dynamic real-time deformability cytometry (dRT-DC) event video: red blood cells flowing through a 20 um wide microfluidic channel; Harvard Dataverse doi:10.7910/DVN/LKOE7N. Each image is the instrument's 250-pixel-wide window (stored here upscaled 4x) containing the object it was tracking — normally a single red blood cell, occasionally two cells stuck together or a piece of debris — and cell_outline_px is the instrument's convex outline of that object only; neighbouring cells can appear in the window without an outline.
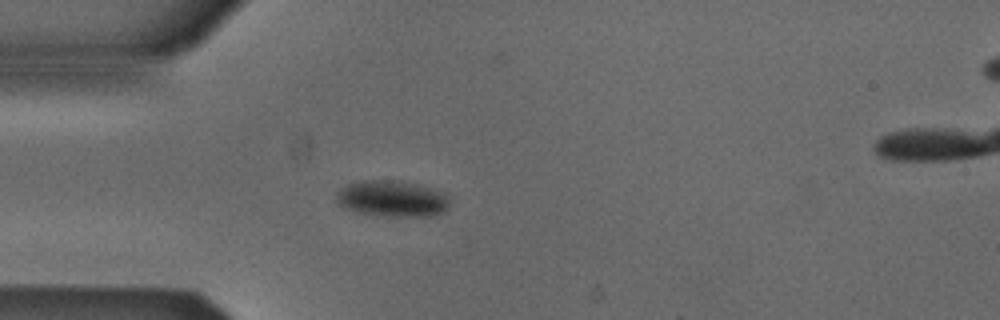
{"species": "Egyptian fruit bat (a non-hibernating species)", "species_latin": "Rousettus aegyptiacus", "temperature_condition": "cold", "stored_images_in_passage": 3, "camera_frame_rate_fps": 3000, "um_per_image_px": 0.085, "animal": {"sex": "male"}, "frame": {"image": 1, "passage_image": 3, "time_ms": 0.667, "image_size_px": [1000, 320], "cell_outline_px": [[448, 208], [444, 212], [432, 216], [384, 216], [356, 212], [344, 208], [336, 204], [336, 192], [340, 188], [348, 184], [360, 180], [392, 180], [416, 184], [448, 192]], "centroid_in_image_um": [33.32, 16.88], "position_along_channel_um": 51.7, "area_um2": 24.28}}